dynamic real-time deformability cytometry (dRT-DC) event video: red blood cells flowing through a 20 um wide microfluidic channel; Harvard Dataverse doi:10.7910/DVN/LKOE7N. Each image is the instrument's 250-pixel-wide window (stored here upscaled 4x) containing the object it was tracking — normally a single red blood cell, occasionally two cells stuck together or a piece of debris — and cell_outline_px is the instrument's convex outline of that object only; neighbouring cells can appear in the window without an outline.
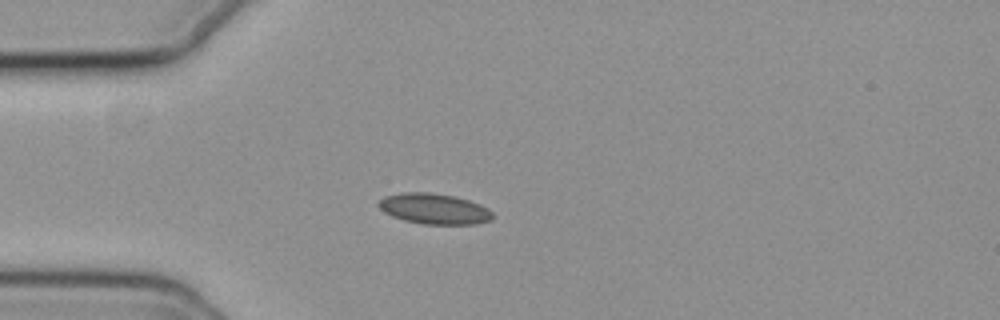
{"species": "common noctule bat (a hibernating species)", "species_latin": "Nyctalus noctula", "temperature_condition": "cold", "stored_images_in_passage": 9, "camera_frame_rate_fps": 3000, "um_per_image_px": 0.085, "animal": {"sex": "female", "body_mass_g": 19.3, "forearm_length_mm": 54.1}, "frame": {"image": 1, "passage_image": 1, "time_ms": 0.0, "image_size_px": [1000, 320], "cell_outline_px": [[496, 216], [492, 220], [476, 224], [424, 224], [404, 220], [392, 216], [384, 212], [376, 204], [384, 196], [400, 192], [428, 192], [456, 196], [480, 204], [488, 208]], "centroid_in_image_um": [36.92, 17.74], "position_along_channel_um": 48.1, "area_um2": 20.58}}
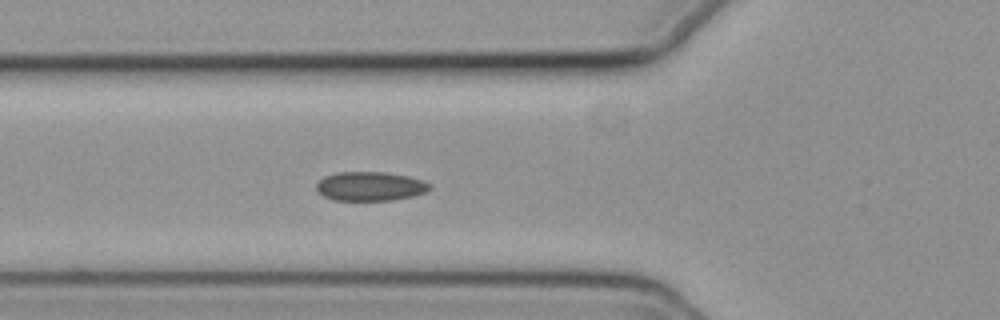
{"frame": {"image": 2, "passage_image": 6, "time_ms": 1.667, "image_size_px": [1000, 320], "cell_outline_px": [[432, 188], [428, 192], [416, 196], [392, 200], [332, 200], [324, 196], [316, 188], [316, 184], [324, 176], [336, 172], [388, 172], [408, 176], [424, 180], [432, 184]], "centroid_in_image_um": [31.54, 15.83], "position_along_channel_um": 94.3, "area_um2": 19.54}}